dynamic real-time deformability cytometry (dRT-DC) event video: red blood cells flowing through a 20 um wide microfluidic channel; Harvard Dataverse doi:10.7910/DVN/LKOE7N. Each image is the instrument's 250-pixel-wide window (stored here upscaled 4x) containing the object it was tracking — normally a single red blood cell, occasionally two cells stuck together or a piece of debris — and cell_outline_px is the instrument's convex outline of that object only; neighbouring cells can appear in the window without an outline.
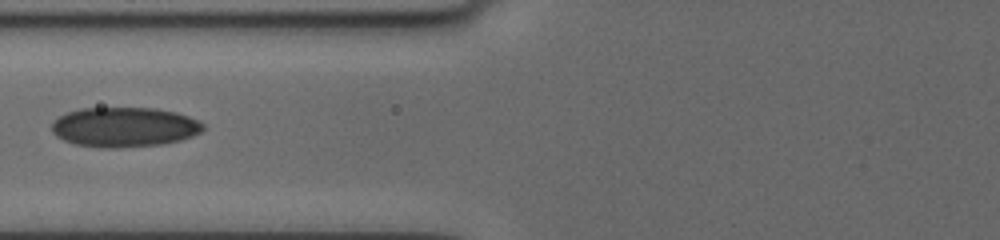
{"species": "human", "species_latin": "Homo sapiens", "temperature_condition": "cold", "stored_images_in_passage": 9, "camera_frame_rate_fps": 3000, "um_per_image_px": 0.085, "donor": {"sex": "female"}, "frame": {"image": 1, "passage_image": 4, "time_ms": 3.333, "image_size_px": [1000, 240], "cell_outline_px": [[204, 128], [200, 132], [192, 136], [180, 140], [160, 144], [116, 148], [100, 148], [72, 144], [56, 136], [52, 132], [52, 124], [60, 116], [68, 112], [80, 108], [156, 108], [176, 112], [200, 120], [204, 124]], "centroid_in_image_um": [10.57, 10.8], "position_along_channel_um": 115.2, "area_um2": 35.2}}
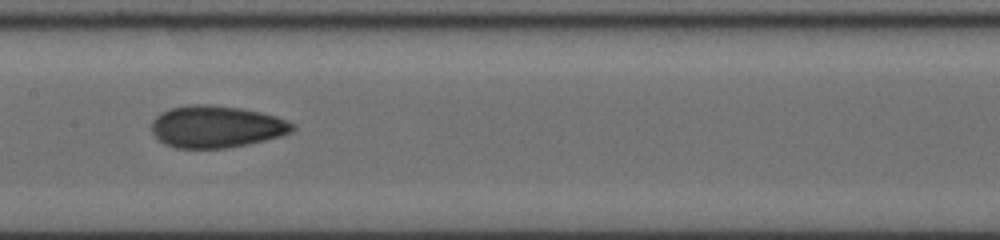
{"frame": {"image": 2, "passage_image": 6, "time_ms": 5.333, "image_size_px": [1000, 240], "cell_outline_px": [[296, 128], [292, 132], [280, 136], [248, 144], [224, 148], [176, 148], [164, 144], [152, 132], [152, 120], [160, 112], [172, 108], [188, 104], [212, 104], [240, 108], [260, 112], [276, 116], [292, 124]], "centroid_in_image_um": [18.36, 10.76], "position_along_channel_um": 189.0, "area_um2": 34.45}}
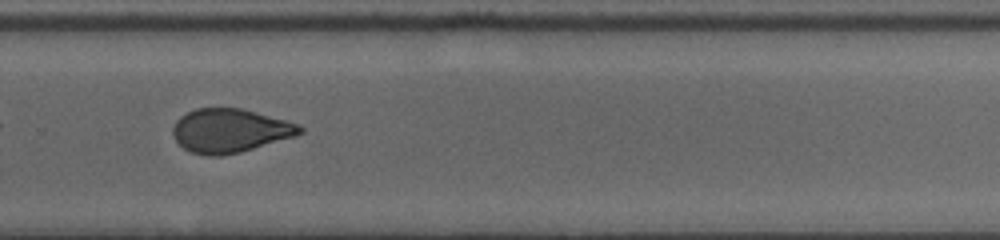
{"frame": {"image": 3, "passage_image": 9, "time_ms": 8.667, "image_size_px": [1000, 240], "cell_outline_px": [[304, 132], [296, 136], [240, 152], [220, 156], [208, 156], [192, 152], [184, 148], [176, 140], [172, 132], [172, 128], [176, 120], [180, 116], [196, 108], [240, 108], [256, 112], [284, 120], [296, 124], [304, 128]], "centroid_in_image_um": [19.53, 11.11], "position_along_channel_um": 310.3, "area_um2": 32.19}}